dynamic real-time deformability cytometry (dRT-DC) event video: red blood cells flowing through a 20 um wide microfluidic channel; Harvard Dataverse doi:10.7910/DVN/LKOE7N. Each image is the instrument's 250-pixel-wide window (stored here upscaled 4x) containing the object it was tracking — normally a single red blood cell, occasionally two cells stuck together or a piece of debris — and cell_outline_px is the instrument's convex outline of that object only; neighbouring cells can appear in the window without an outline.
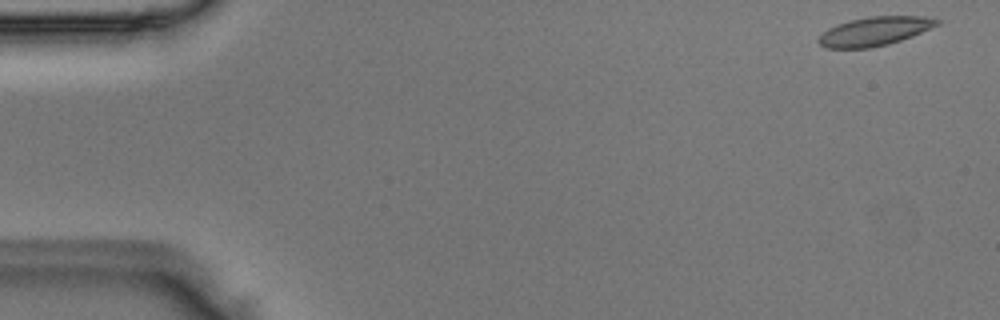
{"species": "Egyptian fruit bat (a non-hibernating species)", "species_latin": "Rousettus aegyptiacus", "temperature_condition": "room temperature", "stored_images_in_passage": 11, "camera_frame_rate_fps": 3000, "um_per_image_px": 0.085, "animal": {"sex": "male"}, "frame": {"image": 1, "passage_image": 1, "time_ms": 0.0, "image_size_px": [1000, 320], "cell_outline_px": [[940, 24], [912, 36], [888, 44], [872, 48], [824, 48], [816, 40], [828, 28], [836, 24], [868, 16], [924, 16], [940, 20]], "centroid_in_image_um": [74.33, 2.66], "position_along_channel_um": 10.7, "area_um2": 19.88}}